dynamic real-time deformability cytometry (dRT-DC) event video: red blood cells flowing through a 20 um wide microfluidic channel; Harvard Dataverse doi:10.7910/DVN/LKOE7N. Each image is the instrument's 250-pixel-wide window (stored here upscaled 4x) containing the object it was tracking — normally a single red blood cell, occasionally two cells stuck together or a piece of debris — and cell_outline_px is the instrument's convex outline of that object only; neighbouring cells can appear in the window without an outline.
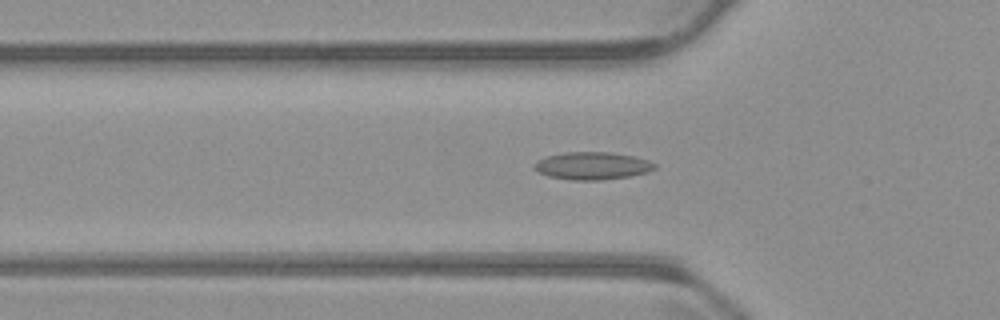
{"species": "common noctule bat (a hibernating species)", "species_latin": "Nyctalus noctula", "temperature_condition": "warm", "stored_images_in_passage": 54, "camera_frame_rate_fps": 3000, "um_per_image_px": 0.085, "animal": {"sex": "male", "body_mass_g": 23.1, "forearm_length_mm": 52.7}, "frame": {"image": 1, "passage_image": 18, "time_ms": 5.667, "image_size_px": [1000, 320], "cell_outline_px": [[656, 168], [648, 172], [632, 176], [600, 180], [572, 180], [548, 176], [532, 168], [532, 164], [536, 160], [548, 156], [564, 152], [608, 152], [632, 156], [648, 160], [656, 164]], "centroid_in_image_um": [50.33, 14.09], "position_along_channel_um": 75.5, "area_um2": 19.42}}
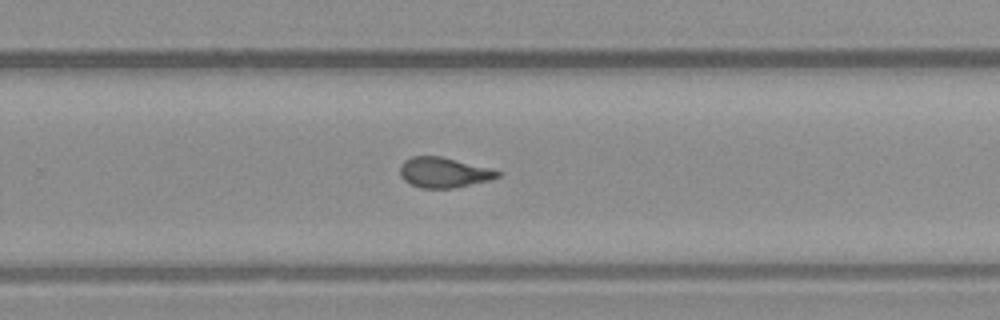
{"frame": {"image": 2, "passage_image": 35, "time_ms": 11.333, "image_size_px": [1000, 320], "cell_outline_px": [[500, 176], [488, 180], [456, 188], [420, 188], [404, 180], [400, 176], [400, 164], [404, 160], [412, 156], [440, 156], [488, 168], [500, 172]], "centroid_in_image_um": [37.66, 14.66], "position_along_channel_um": 292.1, "area_um2": 16.99}}
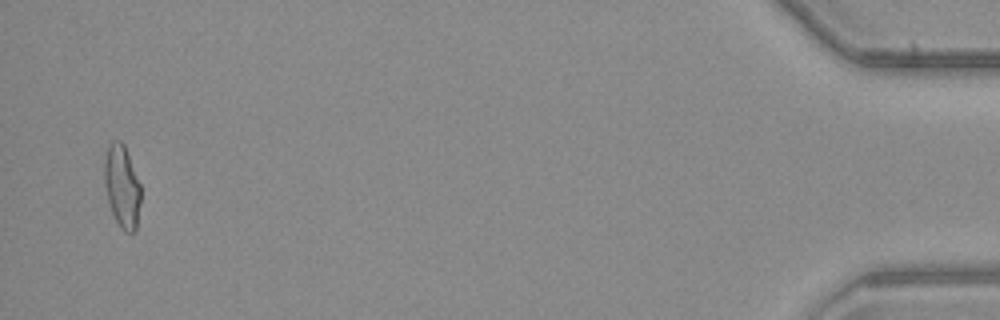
{"frame": {"image": 3, "passage_image": 53, "time_ms": 17.333, "image_size_px": [1000, 320], "cell_outline_px": [[140, 204], [136, 228], [132, 232], [124, 232], [120, 228], [112, 212], [108, 200], [104, 184], [104, 164], [108, 144], [112, 140], [120, 140], [124, 144], [140, 184]], "centroid_in_image_um": [10.36, 15.83], "position_along_channel_um": 424.8, "area_um2": 17.46}, "authors_computed_cell_mechanics": {"area_um2": 17.6579, "velocity_mm_per_s": 3.8022, "shape_relaxation_time_tau1_ms": null, "shape_relaxation_time_tau2_ms": 1.6669, "deformation_change_tau1": null, "deformation_change_tau2": 0.0869}}